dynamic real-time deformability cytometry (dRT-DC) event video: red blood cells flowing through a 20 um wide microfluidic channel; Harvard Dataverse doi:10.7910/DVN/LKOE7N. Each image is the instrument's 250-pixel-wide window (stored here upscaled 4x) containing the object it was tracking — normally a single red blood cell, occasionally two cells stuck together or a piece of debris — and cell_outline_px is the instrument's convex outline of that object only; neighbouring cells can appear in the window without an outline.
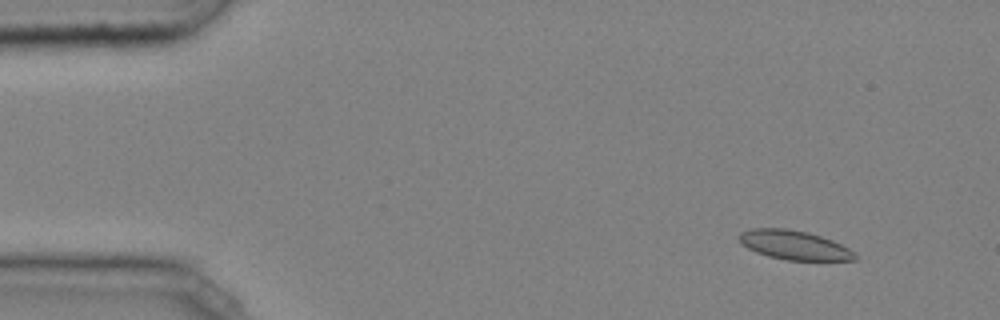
{"species": "common noctule bat (a hibernating species)", "species_latin": "Nyctalus noctula", "temperature_condition": "cold", "stored_images_in_passage": 45, "camera_frame_rate_fps": 3000, "um_per_image_px": 0.085, "animal": {"sex": "male", "body_mass_g": 20.4}, "frame": {"image": 1, "passage_image": 3, "time_ms": 0.667, "image_size_px": [1000, 320], "cell_outline_px": [[856, 260], [788, 260], [768, 256], [756, 252], [748, 248], [736, 236], [740, 232], [748, 228], [788, 228], [808, 232], [832, 240], [856, 252]], "centroid_in_image_um": [67.49, 20.82], "position_along_channel_um": 17.5, "area_um2": 19.71}}
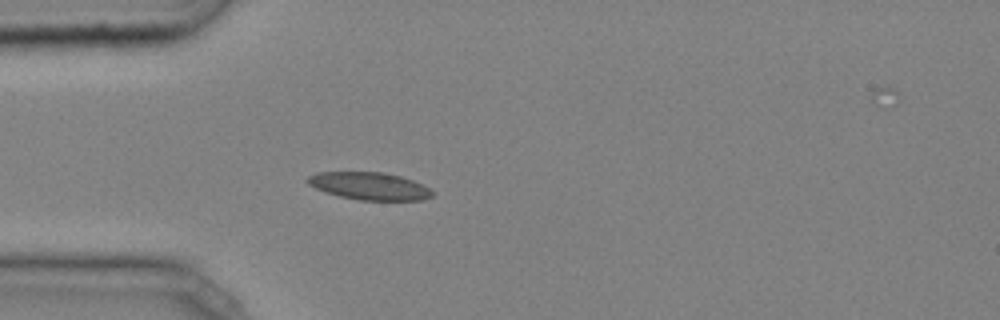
{"frame": {"image": 2, "passage_image": 12, "time_ms": 3.667, "image_size_px": [1000, 320], "cell_outline_px": [[436, 192], [432, 196], [424, 200], [360, 200], [340, 196], [324, 192], [308, 184], [304, 180], [308, 176], [316, 172], [384, 172], [400, 176], [412, 180]], "centroid_in_image_um": [31.38, 15.81], "position_along_channel_um": 53.6, "area_um2": 20.06}}
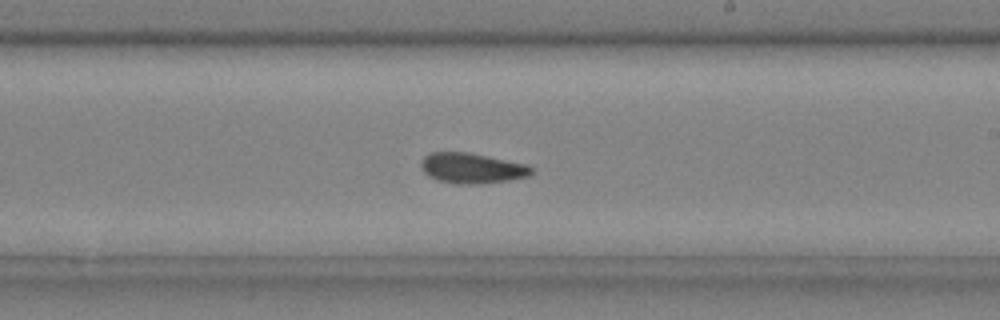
{"frame": {"image": 3, "passage_image": 27, "time_ms": 8.667, "image_size_px": [1000, 320], "cell_outline_px": [[536, 168], [528, 176], [508, 180], [476, 184], [456, 184], [440, 180], [428, 176], [424, 172], [420, 164], [420, 160], [424, 156], [432, 152], [468, 152], [528, 164]], "centroid_in_image_um": [40.12, 14.28], "position_along_channel_um": 248.9, "area_um2": 19.59}, "authors_computed_cell_mechanics": {"area_um2": 19.8254, "velocity_mm_per_s": 4.0393, "shape_relaxation_time_tau1_ms": null, "shape_relaxation_time_tau2_ms": 5.2822, "deformation_change_tau1": null, "deformation_change_tau2": 0.1067}}